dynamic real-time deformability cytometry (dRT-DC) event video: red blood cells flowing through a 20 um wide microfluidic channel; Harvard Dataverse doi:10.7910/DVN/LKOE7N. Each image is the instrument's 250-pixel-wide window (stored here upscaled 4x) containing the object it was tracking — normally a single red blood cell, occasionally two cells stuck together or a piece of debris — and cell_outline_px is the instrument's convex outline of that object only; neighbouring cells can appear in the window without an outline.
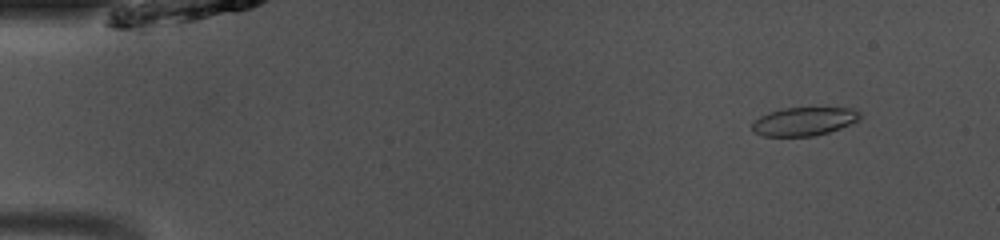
{"species": "common noctule bat (a hibernating species)", "species_latin": "Nyctalus noctula", "temperature_condition": "room temperature", "stored_images_in_passage": 50, "camera_frame_rate_fps": 3000, "um_per_image_px": 0.085, "animal": {"sex": "male", "body_mass_g": 13.0, "forearm_length_mm": 53.1}, "frame": {"image": 1, "passage_image": 5, "time_ms": 1.333, "image_size_px": [1000, 240], "cell_outline_px": [[860, 120], [840, 128], [828, 132], [812, 136], [764, 136], [752, 132], [752, 124], [760, 116], [768, 112], [784, 108], [852, 108], [860, 112]], "centroid_in_image_um": [68.33, 10.32], "position_along_channel_um": 16.7, "area_um2": 17.8}}
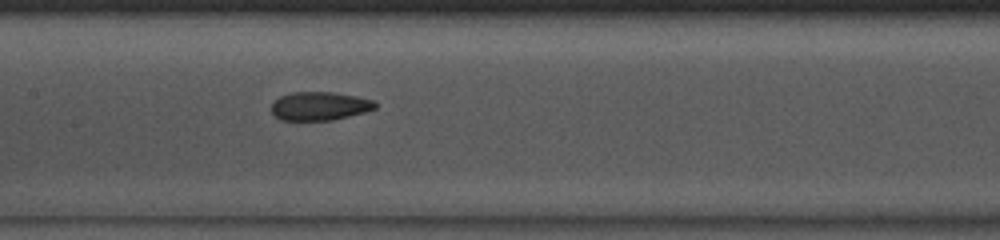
{"frame": {"image": 2, "passage_image": 24, "time_ms": 7.667, "image_size_px": [1000, 240], "cell_outline_px": [[376, 108], [364, 112], [332, 120], [280, 120], [272, 112], [272, 104], [280, 96], [292, 92], [332, 92], [356, 96], [372, 100], [376, 104]], "centroid_in_image_um": [27.15, 9.01], "position_along_channel_um": 180.2, "area_um2": 17.05}}
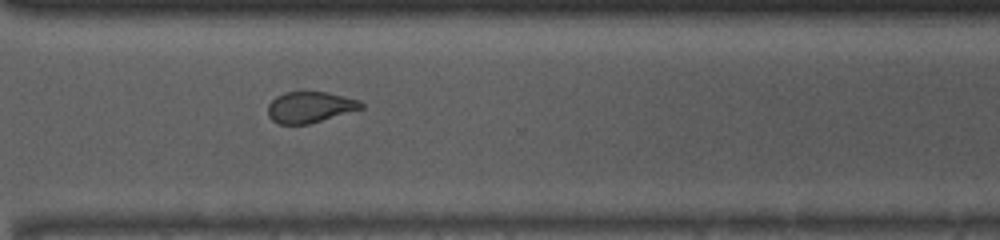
{"frame": {"image": 3, "passage_image": 36, "time_ms": 11.667, "image_size_px": [1000, 240], "cell_outline_px": [[364, 108], [308, 124], [280, 124], [272, 120], [268, 116], [268, 104], [276, 96], [284, 92], [328, 92], [360, 100], [364, 104]], "centroid_in_image_um": [26.35, 9.1], "position_along_channel_um": 344.3, "area_um2": 16.88}}